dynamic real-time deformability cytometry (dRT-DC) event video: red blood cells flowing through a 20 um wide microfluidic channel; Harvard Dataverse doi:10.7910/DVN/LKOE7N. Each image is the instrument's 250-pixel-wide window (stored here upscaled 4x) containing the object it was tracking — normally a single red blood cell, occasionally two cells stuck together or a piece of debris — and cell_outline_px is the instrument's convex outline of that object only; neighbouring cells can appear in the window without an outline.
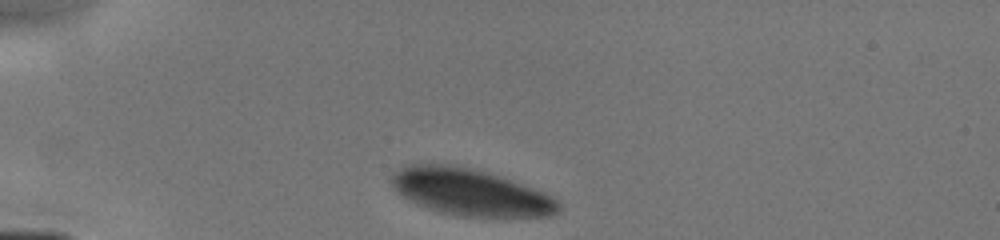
{"species": "human", "species_latin": "Homo sapiens", "temperature_condition": "cold", "stored_images_in_passage": 3, "camera_frame_rate_fps": 3000, "um_per_image_px": 0.085, "donor": {"sex": "male"}, "frame": {"image": 1, "passage_image": 1, "time_ms": 0.0, "image_size_px": [1000, 240], "cell_outline_px": [[560, 212], [552, 216], [460, 216], [440, 212], [416, 204], [408, 200], [392, 184], [392, 172], [408, 164], [444, 164], [468, 168], [484, 172], [544, 192], [552, 196], [560, 204]], "centroid_in_image_um": [39.97, 16.35], "position_along_channel_um": 45.0, "area_um2": 44.62}}